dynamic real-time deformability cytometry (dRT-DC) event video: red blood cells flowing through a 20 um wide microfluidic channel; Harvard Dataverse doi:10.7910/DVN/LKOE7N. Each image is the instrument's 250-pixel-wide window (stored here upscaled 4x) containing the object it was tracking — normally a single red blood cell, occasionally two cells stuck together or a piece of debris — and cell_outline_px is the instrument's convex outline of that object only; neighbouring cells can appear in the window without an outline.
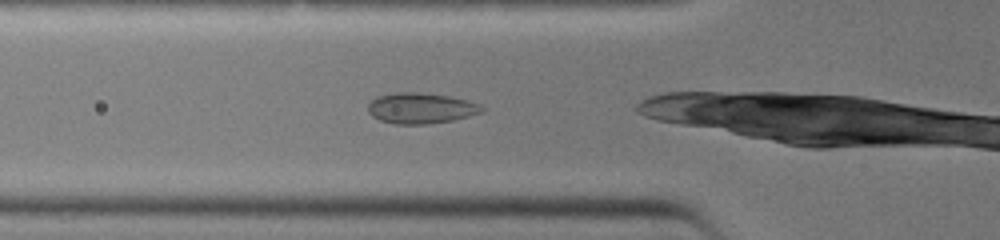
{"species": "common noctule bat (a hibernating species)", "species_latin": "Nyctalus noctula", "temperature_condition": "warm", "stored_images_in_passage": 4, "camera_frame_rate_fps": 3000, "um_per_image_px": 0.085, "animal": {"sex": "female", "body_mass_g": 19.0, "forearm_length_mm": 51.5}, "frame": {"image": 1, "passage_image": 3, "time_ms": 0.667, "image_size_px": [1000, 240], "cell_outline_px": [[484, 112], [452, 120], [428, 124], [392, 124], [380, 120], [372, 116], [368, 112], [368, 104], [376, 96], [396, 92], [420, 92], [448, 96], [468, 100], [480, 104], [484, 108]], "centroid_in_image_um": [35.76, 9.19], "position_along_channel_um": 90.0, "area_um2": 20.52}}